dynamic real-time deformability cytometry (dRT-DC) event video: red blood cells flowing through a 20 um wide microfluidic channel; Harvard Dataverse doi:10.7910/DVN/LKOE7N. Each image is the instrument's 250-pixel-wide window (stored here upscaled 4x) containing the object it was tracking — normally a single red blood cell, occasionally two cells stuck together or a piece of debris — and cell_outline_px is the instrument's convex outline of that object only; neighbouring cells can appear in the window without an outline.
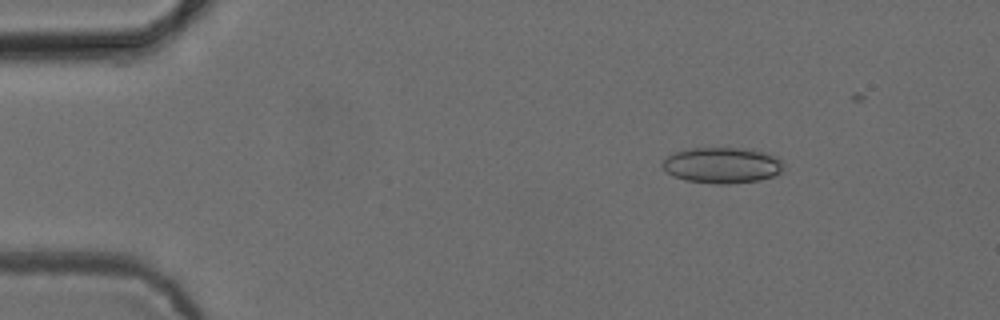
{"species": "common noctule bat (a hibernating species)", "species_latin": "Nyctalus noctula", "temperature_condition": "cold", "stored_images_in_passage": 49, "camera_frame_rate_fps": 3000, "um_per_image_px": 0.085, "animal": {"sex": "female", "body_mass_g": 24.6, "forearm_length_mm": 56.2}, "frame": {"image": 1, "passage_image": 8, "time_ms": 2.333, "image_size_px": [1000, 320], "cell_outline_px": [[784, 172], [760, 180], [728, 184], [716, 184], [684, 180], [668, 172], [660, 164], [668, 156], [676, 152], [688, 148], [748, 148], [768, 152], [780, 156], [784, 164]], "centroid_in_image_um": [61.47, 14.03], "position_along_channel_um": 23.5, "area_um2": 25.72}}
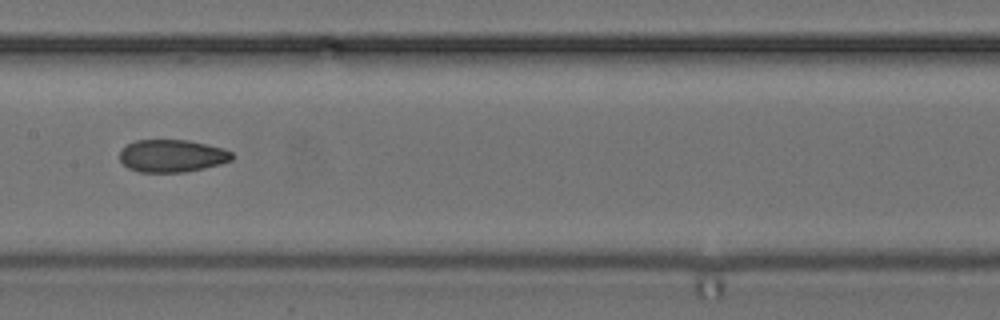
{"frame": {"image": 2, "passage_image": 27, "time_ms": 8.667, "image_size_px": [1000, 320], "cell_outline_px": [[236, 156], [232, 160], [220, 164], [204, 168], [184, 172], [140, 172], [128, 168], [120, 160], [120, 152], [128, 144], [136, 140], [188, 140], [224, 148], [232, 152]], "centroid_in_image_um": [14.66, 13.25], "position_along_channel_um": 192.7, "area_um2": 21.33}}
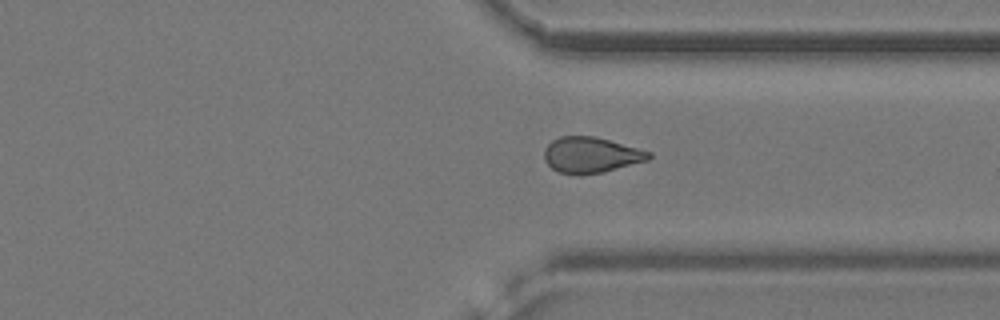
{"frame": {"image": 3, "passage_image": 40, "time_ms": 13.0, "image_size_px": [1000, 320], "cell_outline_px": [[652, 156], [648, 160], [604, 172], [580, 176], [576, 176], [560, 172], [552, 168], [544, 160], [544, 148], [552, 140], [560, 136], [596, 136], [652, 152]], "centroid_in_image_um": [50.22, 13.18], "position_along_channel_um": 361.2, "area_um2": 22.08}, "authors_computed_cell_mechanics": {"area_um2": 22.1952, "velocity_mm_per_s": 3.8876, "shape_relaxation_time_tau1_ms": null, "shape_relaxation_time_tau2_ms": 2.5589, "deformation_change_tau1": null, "deformation_change_tau2": 0.0918}}